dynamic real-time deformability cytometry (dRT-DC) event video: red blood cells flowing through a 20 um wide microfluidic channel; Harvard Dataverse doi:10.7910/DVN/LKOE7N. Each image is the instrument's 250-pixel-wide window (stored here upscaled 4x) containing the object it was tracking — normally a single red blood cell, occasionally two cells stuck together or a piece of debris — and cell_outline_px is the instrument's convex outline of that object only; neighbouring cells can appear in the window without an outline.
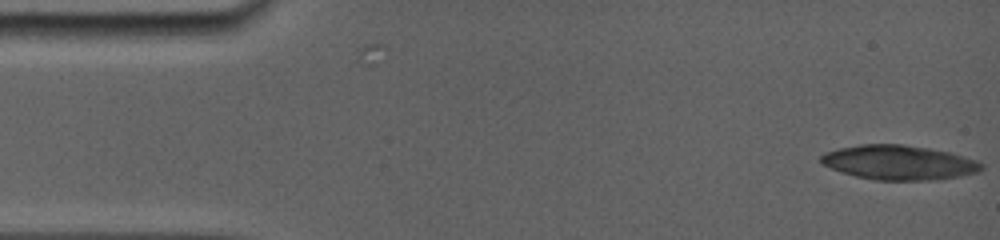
{"species": "common noctule bat (a hibernating species)", "species_latin": "Nyctalus noctula", "temperature_condition": "room temperature", "stored_images_in_passage": 2, "camera_frame_rate_fps": 5000, "um_per_image_px": 0.085, "animal": {"sex": "female", "body_mass_g": 19.0, "forearm_length_mm": 56.7}, "frame": {"image": 1, "passage_image": 2, "time_ms": 0.4, "image_size_px": [1000, 240], "cell_outline_px": [[984, 168], [976, 172], [960, 176], [932, 180], [876, 180], [856, 176], [832, 168], [824, 164], [820, 160], [820, 156], [824, 152], [840, 148], [860, 144], [904, 144], [928, 148], [948, 152], [964, 156], [976, 160], [984, 164]], "centroid_in_image_um": [76.43, 13.81], "position_along_channel_um": 8.6, "area_um2": 32.08}}